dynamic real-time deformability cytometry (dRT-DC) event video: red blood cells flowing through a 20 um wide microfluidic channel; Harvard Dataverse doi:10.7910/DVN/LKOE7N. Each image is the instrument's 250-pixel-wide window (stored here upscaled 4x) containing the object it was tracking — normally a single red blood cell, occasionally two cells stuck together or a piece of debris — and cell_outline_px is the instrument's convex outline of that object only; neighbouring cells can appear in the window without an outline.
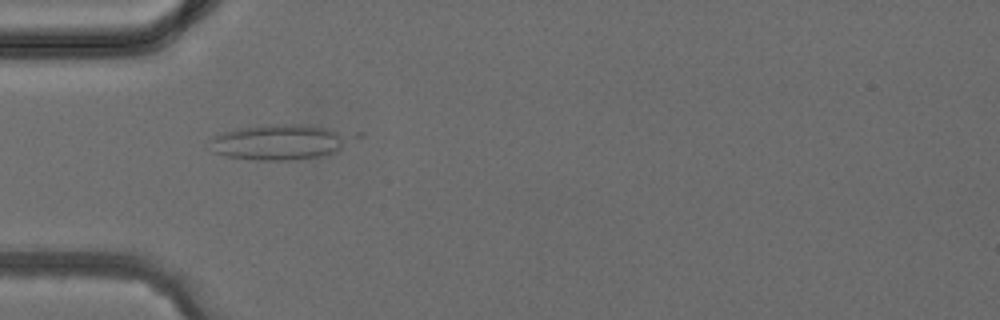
{"species": "common noctule bat (a hibernating species)", "species_latin": "Nyctalus noctula", "temperature_condition": "cold", "stored_images_in_passage": 4, "camera_frame_rate_fps": 3000, "um_per_image_px": 0.085, "animal": {"sex": "female", "body_mass_g": 24.6, "forearm_length_mm": 56.2}, "frame": {"image": 1, "passage_image": 3, "time_ms": 3.0, "image_size_px": [1000, 320], "cell_outline_px": [[348, 136], [340, 148], [336, 152], [320, 156], [292, 160], [256, 160], [224, 156], [212, 152], [212, 136], [220, 132], [236, 128], [268, 124], [308, 124], [328, 128]], "centroid_in_image_um": [23.6, 12.07], "position_along_channel_um": 61.4, "area_um2": 28.78}}